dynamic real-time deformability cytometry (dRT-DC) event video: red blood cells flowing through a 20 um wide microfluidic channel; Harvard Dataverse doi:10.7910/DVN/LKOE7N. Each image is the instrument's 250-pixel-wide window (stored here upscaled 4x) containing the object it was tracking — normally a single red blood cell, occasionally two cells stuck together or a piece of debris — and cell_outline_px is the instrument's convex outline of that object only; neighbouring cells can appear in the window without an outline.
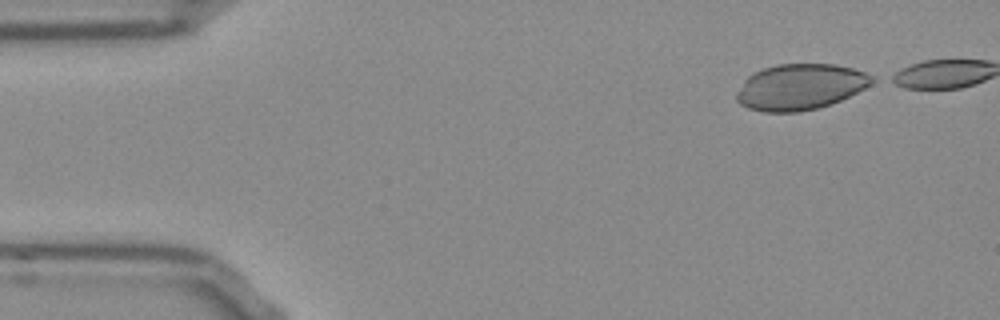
{"species": "Egyptian fruit bat (a non-hibernating species)", "species_latin": "Rousettus aegyptiacus", "temperature_condition": "room temperature", "stored_images_in_passage": 12, "camera_frame_rate_fps": 3000, "um_per_image_px": 0.085, "frame": {"image": 1, "passage_image": 1, "time_ms": 0.0, "image_size_px": [1000, 320], "cell_outline_px": [[880, 80], [840, 100], [816, 108], [796, 112], [764, 112], [748, 108], [740, 104], [736, 100], [736, 92], [744, 80], [752, 72], [776, 64], [836, 64], [852, 68], [864, 72]], "centroid_in_image_um": [68.0, 7.37], "position_along_channel_um": 17.0, "area_um2": 36.24}}